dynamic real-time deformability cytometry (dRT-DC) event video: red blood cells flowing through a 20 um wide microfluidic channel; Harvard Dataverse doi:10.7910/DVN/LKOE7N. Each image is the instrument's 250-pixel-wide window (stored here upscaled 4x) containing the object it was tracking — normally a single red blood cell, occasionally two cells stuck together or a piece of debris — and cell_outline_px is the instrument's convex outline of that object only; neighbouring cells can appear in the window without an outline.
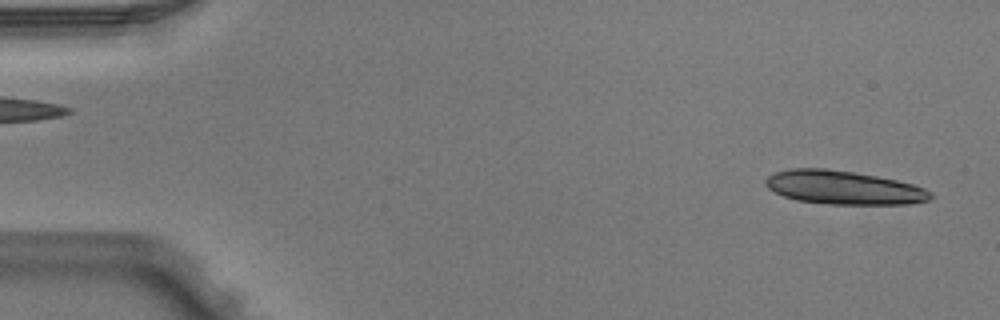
{"species": "Egyptian fruit bat (a non-hibernating species)", "species_latin": "Rousettus aegyptiacus", "temperature_condition": "warm", "stored_images_in_passage": 3, "segment_of_instrument_passage": [2, 2], "camera_frame_rate_fps": 3000, "um_per_image_px": 0.085, "animal": {"sex": "male"}, "frame": {"image": 1, "passage_image": 3, "time_ms": 0.667, "image_size_px": [1000, 320], "cell_outline_px": [[932, 196], [928, 200], [912, 204], [832, 204], [796, 200], [784, 196], [768, 188], [764, 184], [764, 180], [768, 176], [776, 172], [792, 168], [824, 168], [852, 172], [876, 176], [896, 180], [912, 184], [924, 188], [932, 192]], "centroid_in_image_um": [71.7, 15.94], "position_along_channel_um": 13.3, "area_um2": 32.14}}